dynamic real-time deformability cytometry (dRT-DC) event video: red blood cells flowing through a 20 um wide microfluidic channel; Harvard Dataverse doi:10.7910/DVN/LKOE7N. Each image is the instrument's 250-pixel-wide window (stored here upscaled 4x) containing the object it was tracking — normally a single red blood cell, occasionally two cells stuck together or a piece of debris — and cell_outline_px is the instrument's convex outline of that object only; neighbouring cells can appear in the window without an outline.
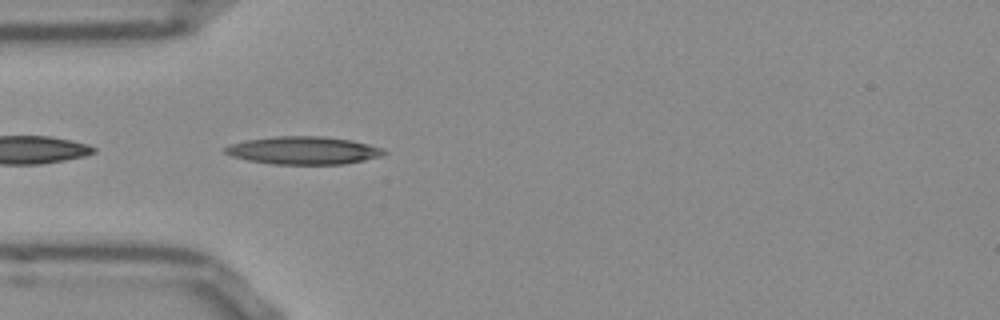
{"species": "Egyptian fruit bat (a non-hibernating species)", "species_latin": "Rousettus aegyptiacus", "temperature_condition": "room temperature", "stored_images_in_passage": 31, "camera_frame_rate_fps": 3000, "um_per_image_px": 0.085, "frame": {"image": 1, "passage_image": 1, "time_ms": 0.0, "image_size_px": [1000, 320], "cell_outline_px": [[388, 152], [384, 156], [344, 164], [272, 164], [248, 160], [232, 156], [224, 152], [224, 148], [232, 144], [248, 140], [276, 136], [324, 136], [352, 140], [384, 148]], "centroid_in_image_um": [25.86, 12.79], "position_along_channel_um": 59.1, "area_um2": 25.78}}
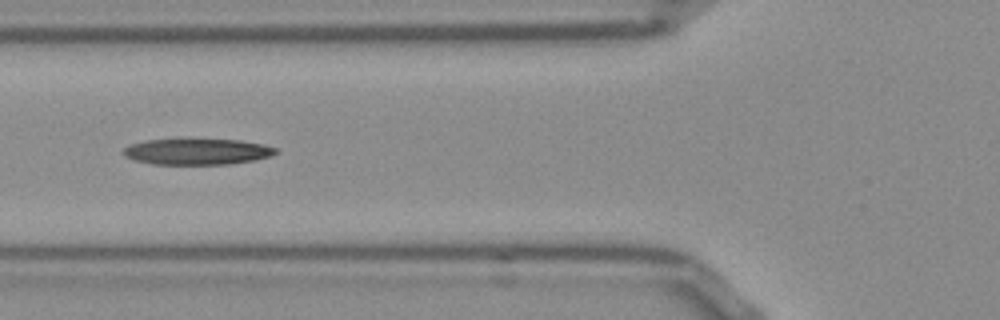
{"frame": {"image": 2, "passage_image": 5, "time_ms": 1.333, "image_size_px": [1000, 320], "cell_outline_px": [[280, 152], [256, 160], [232, 164], [152, 164], [132, 160], [124, 156], [124, 148], [132, 144], [148, 140], [240, 140], [264, 144], [276, 148]], "centroid_in_image_um": [16.79, 12.9], "position_along_channel_um": 109.0, "area_um2": 22.95}, "authors_computed_cell_mechanics": {"area_um2": 23.3512, "velocity_mm_per_s": 3.8531, "shape_relaxation_time_tau1_ms": null, "shape_relaxation_time_tau2_ms": 7.1678, "deformation_change_tau1": null, "deformation_change_tau2": 0.2197}}